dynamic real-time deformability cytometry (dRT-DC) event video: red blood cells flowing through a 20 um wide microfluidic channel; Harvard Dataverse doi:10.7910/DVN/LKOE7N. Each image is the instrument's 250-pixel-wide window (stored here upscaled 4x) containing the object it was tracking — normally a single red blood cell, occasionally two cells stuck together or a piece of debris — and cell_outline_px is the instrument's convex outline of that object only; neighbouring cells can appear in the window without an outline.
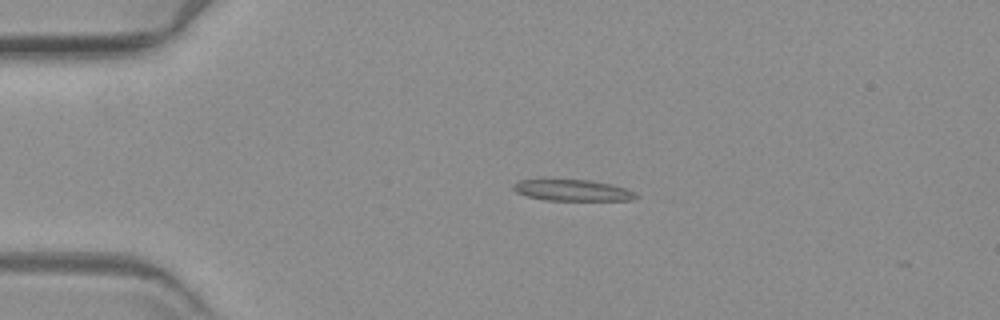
{"species": "common noctule bat (a hibernating species)", "species_latin": "Nyctalus noctula", "temperature_condition": "warm", "stored_images_in_passage": 19, "camera_frame_rate_fps": 3000, "um_per_image_px": 0.085, "animal": {"sex": "female", "body_mass_g": 19.3, "forearm_length_mm": 54.1}, "frame": {"image": 1, "passage_image": 13, "time_ms": 4.0, "image_size_px": [1000, 320], "cell_outline_px": [[640, 196], [636, 200], [544, 200], [528, 196], [516, 192], [512, 188], [512, 184], [520, 180], [592, 180], [612, 184], [628, 188], [636, 192]], "centroid_in_image_um": [48.75, 16.18], "position_along_channel_um": 36.2, "area_um2": 15.32}}